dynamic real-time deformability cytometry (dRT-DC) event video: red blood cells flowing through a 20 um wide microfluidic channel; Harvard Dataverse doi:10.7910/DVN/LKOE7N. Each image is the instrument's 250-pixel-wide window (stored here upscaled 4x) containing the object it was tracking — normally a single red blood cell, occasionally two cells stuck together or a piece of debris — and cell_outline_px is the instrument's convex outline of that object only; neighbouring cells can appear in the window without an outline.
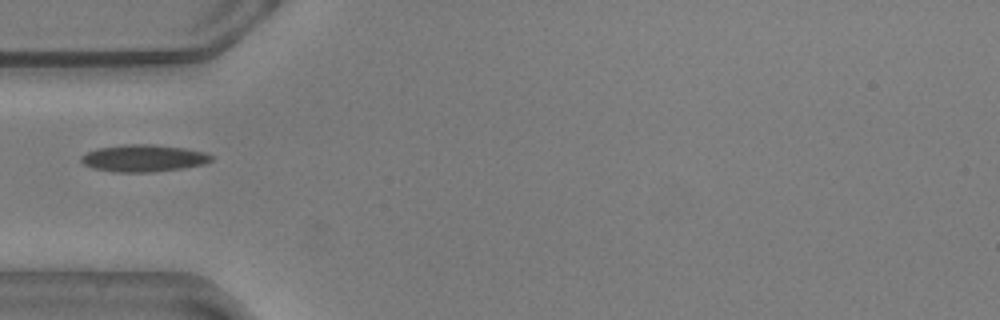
{"species": "common noctule bat (a hibernating species)", "species_latin": "Nyctalus noctula", "temperature_condition": "warm", "stored_images_in_passage": 19, "camera_frame_rate_fps": 3000, "um_per_image_px": 0.085, "animal": {"sex": "male", "body_mass_g": 20.5, "forearm_length_mm": 52.5}, "frame": {"image": 1, "passage_image": 1, "time_ms": 0.0, "image_size_px": [1000, 320], "cell_outline_px": [[212, 160], [204, 164], [184, 168], [148, 172], [116, 172], [92, 168], [84, 164], [80, 160], [80, 156], [88, 152], [100, 148], [124, 144], [152, 144], [184, 148], [204, 152], [212, 156]], "centroid_in_image_um": [12.19, 13.45], "position_along_channel_um": 72.8, "area_um2": 20.4}}